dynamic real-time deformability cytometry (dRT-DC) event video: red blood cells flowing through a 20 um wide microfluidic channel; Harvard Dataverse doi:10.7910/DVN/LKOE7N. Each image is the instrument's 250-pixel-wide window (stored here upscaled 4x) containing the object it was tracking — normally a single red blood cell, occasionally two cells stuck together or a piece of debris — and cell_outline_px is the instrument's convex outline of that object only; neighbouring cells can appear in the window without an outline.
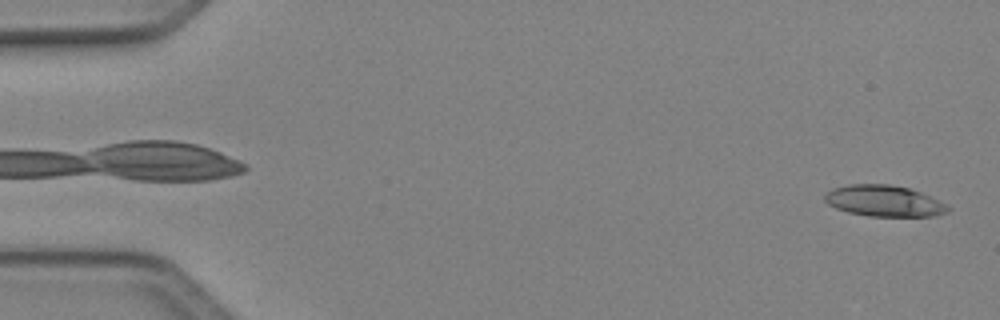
{"species": "Egyptian fruit bat (a non-hibernating species)", "species_latin": "Rousettus aegyptiacus", "temperature_condition": "cold", "stored_images_in_passage": 49, "camera_frame_rate_fps": 3000, "um_per_image_px": 0.085, "animal": {"sex": "female"}, "frame": {"image": 1, "passage_image": 1, "time_ms": 0.0, "image_size_px": [1000, 320], "cell_outline_px": [[952, 208], [948, 212], [936, 216], [868, 216], [848, 212], [836, 208], [828, 204], [824, 200], [824, 196], [832, 188], [848, 184], [888, 184], [908, 188], [920, 192], [940, 200], [948, 204]], "centroid_in_image_um": [75.18, 17.08], "position_along_channel_um": 9.8, "area_um2": 22.54}}
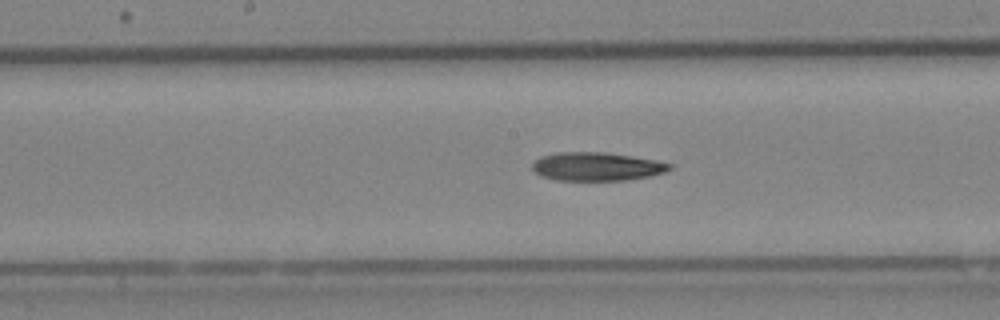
{"frame": {"image": 2, "passage_image": 25, "time_ms": 8.0, "image_size_px": [1000, 320], "cell_outline_px": [[672, 168], [668, 172], [648, 176], [624, 180], [556, 180], [540, 176], [532, 168], [532, 164], [540, 156], [556, 152], [604, 152], [632, 156], [656, 160], [672, 164]], "centroid_in_image_um": [50.72, 14.15], "position_along_channel_um": 197.5, "area_um2": 22.83}}
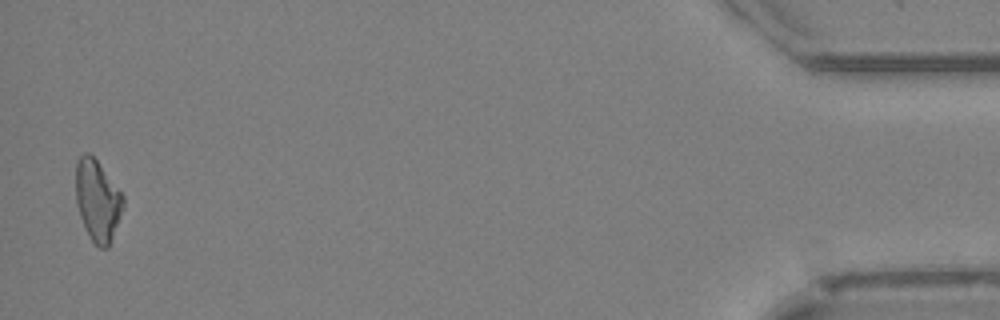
{"frame": {"image": 3, "passage_image": 48, "time_ms": 15.667, "image_size_px": [1000, 320], "cell_outline_px": [[124, 208], [108, 248], [100, 248], [92, 240], [80, 216], [76, 204], [76, 160], [84, 152], [88, 152], [96, 160], [124, 196]], "centroid_in_image_um": [8.29, 17.03], "position_along_channel_um": 426.9, "area_um2": 22.2}}